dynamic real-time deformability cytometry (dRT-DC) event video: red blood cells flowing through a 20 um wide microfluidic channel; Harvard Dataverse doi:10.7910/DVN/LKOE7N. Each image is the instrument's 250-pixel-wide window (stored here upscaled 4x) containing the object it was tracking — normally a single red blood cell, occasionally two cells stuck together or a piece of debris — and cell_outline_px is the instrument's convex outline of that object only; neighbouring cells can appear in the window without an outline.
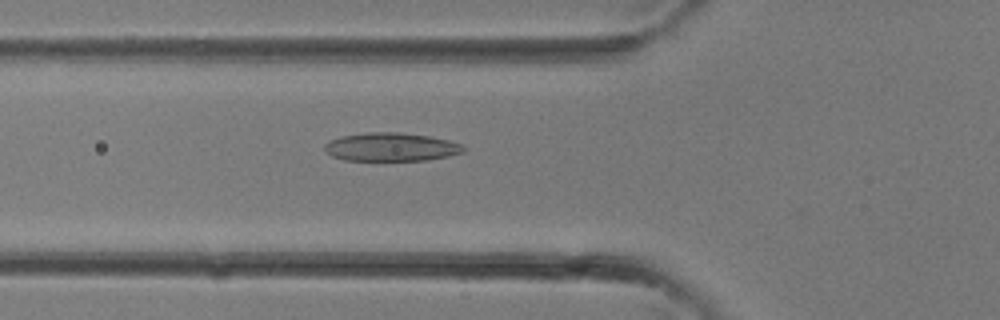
{"species": "common noctule bat (a hibernating species)", "species_latin": "Nyctalus noctula", "temperature_condition": "room temperature", "stored_images_in_passage": 33, "camera_frame_rate_fps": 3000, "um_per_image_px": 0.085, "animal": {"sex": "female"}, "frame": {"image": 1, "passage_image": 12, "time_ms": 3.667, "image_size_px": [1000, 320], "cell_outline_px": [[464, 152], [448, 156], [428, 160], [344, 160], [332, 156], [324, 148], [324, 144], [328, 140], [340, 136], [364, 132], [400, 132], [428, 136], [448, 140], [464, 144]], "centroid_in_image_um": [33.23, 12.48], "position_along_channel_um": 92.6, "area_um2": 23.12}}
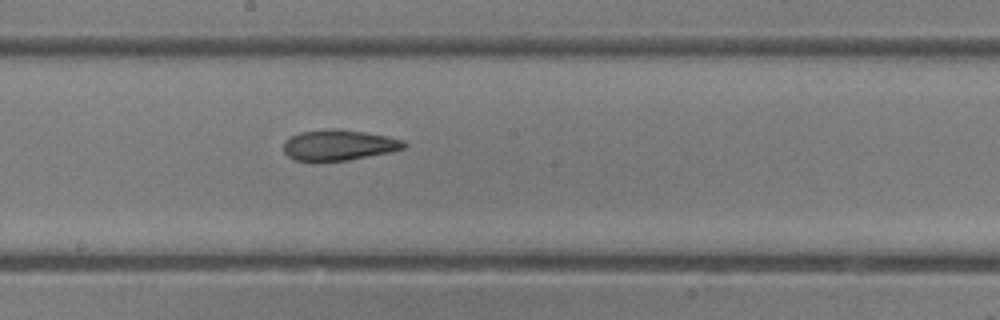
{"frame": {"image": 2, "passage_image": 18, "time_ms": 5.667, "image_size_px": [1000, 320], "cell_outline_px": [[408, 144], [404, 148], [392, 152], [348, 160], [316, 164], [312, 164], [292, 160], [284, 152], [284, 140], [300, 132], [324, 128], [336, 128], [364, 132], [388, 136], [404, 140]], "centroid_in_image_um": [28.75, 12.37], "position_along_channel_um": 219.5, "area_um2": 22.48}}
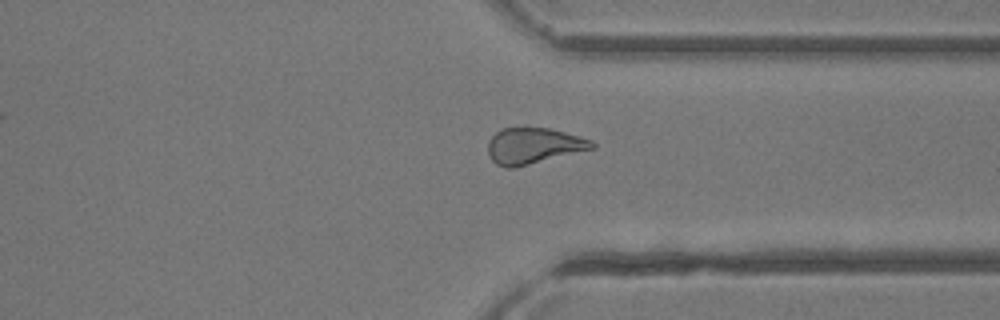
{"frame": {"image": 3, "passage_image": 25, "time_ms": 8.0, "image_size_px": [1000, 320], "cell_outline_px": [[596, 148], [516, 168], [504, 168], [496, 164], [492, 160], [488, 152], [488, 140], [500, 128], [548, 128], [580, 136], [592, 140], [596, 144]], "centroid_in_image_um": [45.36, 12.41], "position_along_channel_um": 366.0, "area_um2": 22.08}}